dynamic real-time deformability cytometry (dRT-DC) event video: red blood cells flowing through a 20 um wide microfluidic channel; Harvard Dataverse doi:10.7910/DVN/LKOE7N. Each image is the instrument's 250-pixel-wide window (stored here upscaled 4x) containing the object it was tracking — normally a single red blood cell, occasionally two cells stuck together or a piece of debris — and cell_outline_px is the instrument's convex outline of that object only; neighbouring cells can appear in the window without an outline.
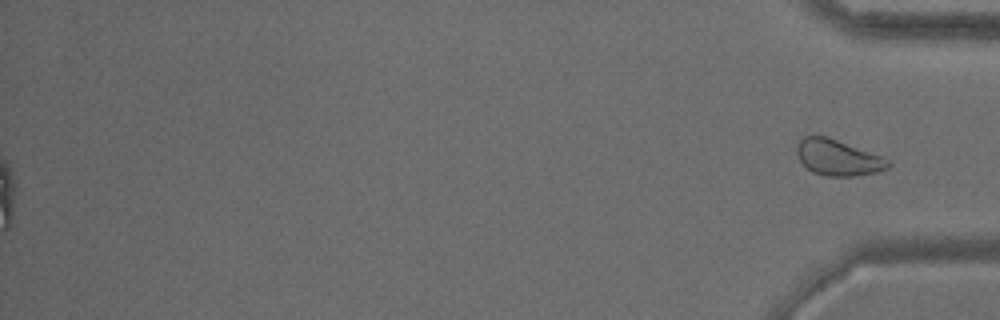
{"species": "common noctule bat (a hibernating species)", "species_latin": "Nyctalus noctula", "temperature_condition": "warm", "stored_images_in_passage": 42, "segment_of_instrument_passage": [2, 2], "camera_frame_rate_fps": 3000, "um_per_image_px": 0.085, "animal": {"sex": "male", "body_mass_g": 15.6}, "frame": {"image": 1, "passage_image": 42, "time_ms": 13.667, "image_size_px": [1000, 320], "cell_outline_px": [[892, 164], [888, 168], [876, 172], [852, 176], [824, 176], [812, 172], [800, 160], [796, 152], [796, 144], [804, 136], [828, 136], [880, 156], [888, 160]], "centroid_in_image_um": [71.2, 13.39], "position_along_channel_um": 364.0, "area_um2": 18.96}}